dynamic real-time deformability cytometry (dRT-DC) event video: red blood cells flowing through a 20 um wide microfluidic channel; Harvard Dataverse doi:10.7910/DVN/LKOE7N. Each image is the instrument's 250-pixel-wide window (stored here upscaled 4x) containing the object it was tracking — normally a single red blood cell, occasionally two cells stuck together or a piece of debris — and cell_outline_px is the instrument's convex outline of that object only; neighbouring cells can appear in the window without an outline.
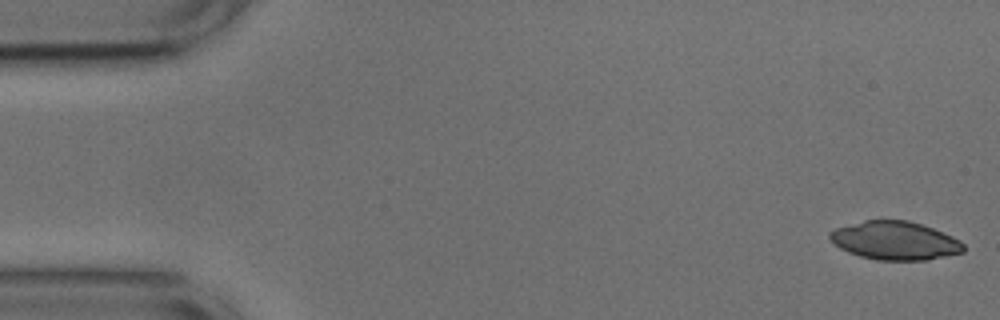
{"species": "common noctule bat (a hibernating species)", "species_latin": "Nyctalus noctula", "temperature_condition": "cold", "stored_images_in_passage": 12, "camera_frame_rate_fps": 3000, "um_per_image_px": 0.085, "animal": {"sex": "male", "body_mass_g": 17.9, "forearm_length_mm": 54.2}, "frame": {"image": 1, "passage_image": 1, "time_ms": 0.0, "image_size_px": [1000, 320], "cell_outline_px": [[964, 252], [924, 260], [876, 260], [860, 256], [848, 252], [840, 248], [828, 236], [828, 232], [836, 228], [864, 220], [908, 220], [932, 228], [952, 236], [960, 240], [964, 244]], "centroid_in_image_um": [76.06, 20.45], "position_along_channel_um": 8.9, "area_um2": 29.77}}
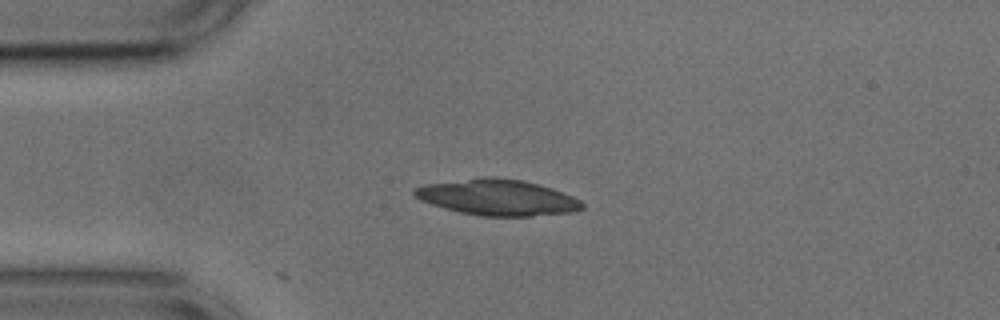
{"frame": {"image": 2, "passage_image": 12, "time_ms": 3.667, "image_size_px": [1000, 320], "cell_outline_px": [[584, 208], [572, 212], [532, 216], [480, 216], [460, 212], [444, 208], [420, 200], [412, 192], [416, 188], [424, 184], [480, 176], [496, 176], [524, 180], [552, 188], [572, 196], [580, 200], [584, 204]], "centroid_in_image_um": [42.28, 16.76], "position_along_channel_um": 42.7, "area_um2": 35.43}}